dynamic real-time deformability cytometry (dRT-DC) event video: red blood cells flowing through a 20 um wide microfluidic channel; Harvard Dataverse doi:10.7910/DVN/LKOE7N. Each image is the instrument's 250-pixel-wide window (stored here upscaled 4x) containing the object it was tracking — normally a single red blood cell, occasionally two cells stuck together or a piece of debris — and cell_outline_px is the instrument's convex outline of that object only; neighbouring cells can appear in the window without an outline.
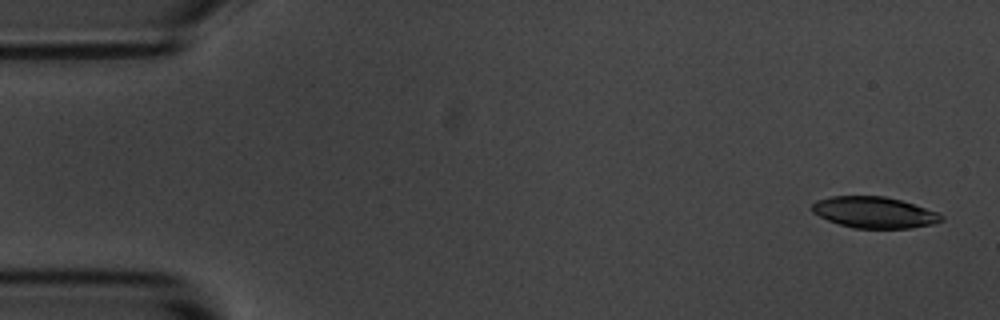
{"species": "common noctule bat (a hibernating species)", "species_latin": "Nyctalus noctula", "temperature_condition": "room temperature", "stored_images_in_passage": 5, "camera_frame_rate_fps": 3000, "um_per_image_px": 0.085, "animal": {"sex": "male", "body_mass_g": 20.1, "forearm_length_mm": 53.5}, "frame": {"image": 1, "passage_image": 1, "time_ms": 0.0, "image_size_px": [1000, 320], "cell_outline_px": [[944, 220], [936, 224], [908, 228], [852, 228], [828, 220], [812, 212], [812, 204], [816, 200], [832, 196], [884, 196], [900, 200], [940, 212], [944, 216]], "centroid_in_image_um": [74.36, 18.05], "position_along_channel_um": 10.6, "area_um2": 23.64}}
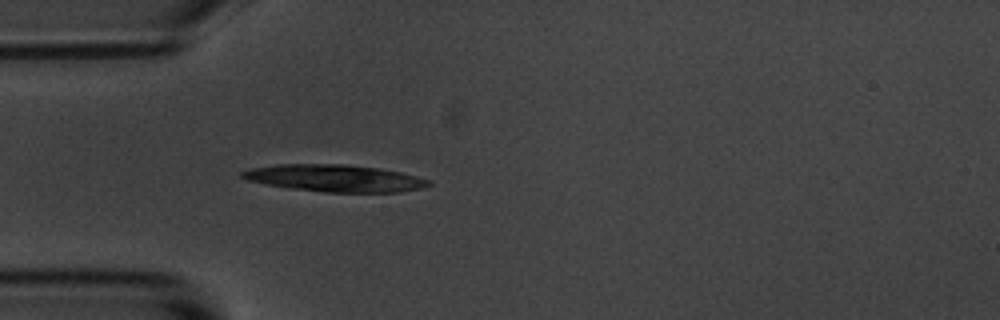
{"frame": {"image": 2, "passage_image": 5, "time_ms": 4.333, "image_size_px": [1000, 320], "cell_outline_px": [[432, 184], [420, 188], [400, 192], [324, 192], [292, 188], [264, 184], [248, 180], [240, 176], [240, 172], [252, 168], [276, 164], [344, 164], [376, 168], [400, 172], [416, 176], [428, 180]], "centroid_in_image_um": [28.42, 15.14], "position_along_channel_um": 56.6, "area_um2": 29.13}}